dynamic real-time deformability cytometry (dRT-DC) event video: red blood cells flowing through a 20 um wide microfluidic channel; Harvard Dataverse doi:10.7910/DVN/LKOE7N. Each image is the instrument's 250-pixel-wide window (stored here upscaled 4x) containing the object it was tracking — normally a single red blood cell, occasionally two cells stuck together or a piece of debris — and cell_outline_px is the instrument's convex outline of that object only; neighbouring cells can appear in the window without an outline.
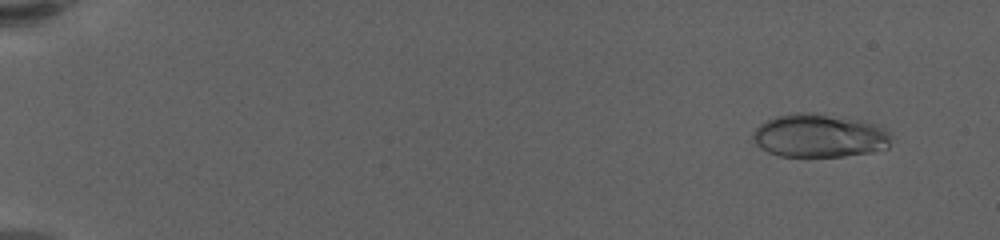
{"species": "human", "species_latin": "Homo sapiens", "temperature_condition": "warm", "stored_images_in_passage": 59, "camera_frame_rate_fps": 3000, "um_per_image_px": 0.085, "donor": {"sex": "female"}, "frame": {"image": 1, "passage_image": 5, "time_ms": 1.333, "image_size_px": [1000, 240], "cell_outline_px": [[892, 136], [888, 148], [872, 152], [844, 156], [780, 156], [768, 152], [760, 148], [756, 144], [752, 136], [752, 132], [760, 124], [776, 116], [796, 112], [816, 112], [864, 120], [876, 124], [884, 128]], "centroid_in_image_um": [69.67, 11.52], "position_along_channel_um": 15.3, "area_um2": 35.37}}
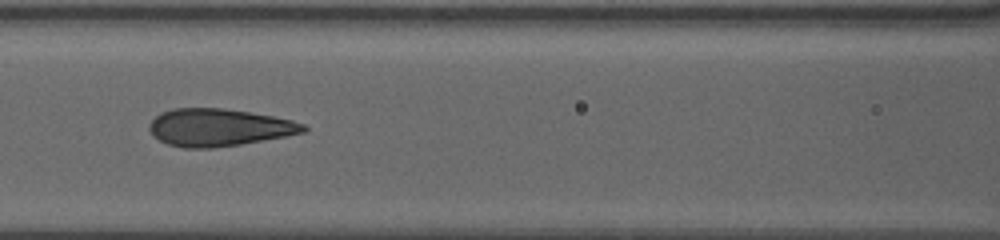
{"frame": {"image": 2, "passage_image": 29, "time_ms": 9.333, "image_size_px": [1000, 240], "cell_outline_px": [[308, 128], [304, 132], [264, 140], [240, 144], [212, 148], [184, 148], [168, 144], [152, 136], [148, 128], [148, 124], [160, 112], [172, 108], [224, 108], [252, 112], [292, 120], [304, 124]], "centroid_in_image_um": [18.57, 10.82], "position_along_channel_um": 148.0, "area_um2": 33.7}}
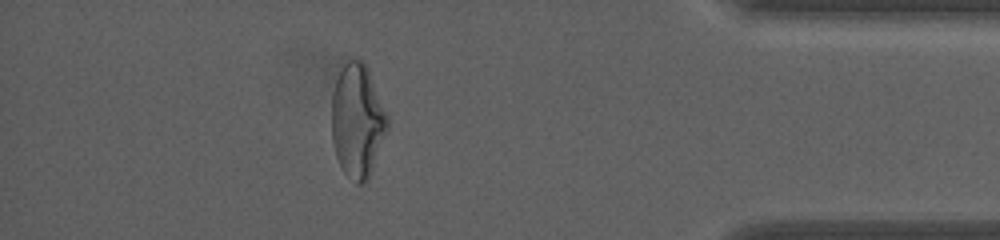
{"frame": {"image": 3, "passage_image": 53, "time_ms": 17.333, "image_size_px": [1000, 240], "cell_outline_px": [[388, 128], [368, 180], [364, 184], [356, 184], [344, 172], [336, 156], [332, 140], [332, 92], [336, 80], [344, 64], [352, 56], [364, 60], [368, 68], [388, 116]], "centroid_in_image_um": [30.38, 10.24], "position_along_channel_um": 404.8, "area_um2": 37.05}, "authors_computed_cell_mechanics": {"area_um2": 33.7552, "velocity_mm_per_s": 3.6151, "shape_relaxation_time_tau1_ms": 5.4756, "shape_relaxation_time_tau2_ms": 0.7498, "deformation_change_tau1": 0.2098, "deformation_change_tau2": 0.0758}}